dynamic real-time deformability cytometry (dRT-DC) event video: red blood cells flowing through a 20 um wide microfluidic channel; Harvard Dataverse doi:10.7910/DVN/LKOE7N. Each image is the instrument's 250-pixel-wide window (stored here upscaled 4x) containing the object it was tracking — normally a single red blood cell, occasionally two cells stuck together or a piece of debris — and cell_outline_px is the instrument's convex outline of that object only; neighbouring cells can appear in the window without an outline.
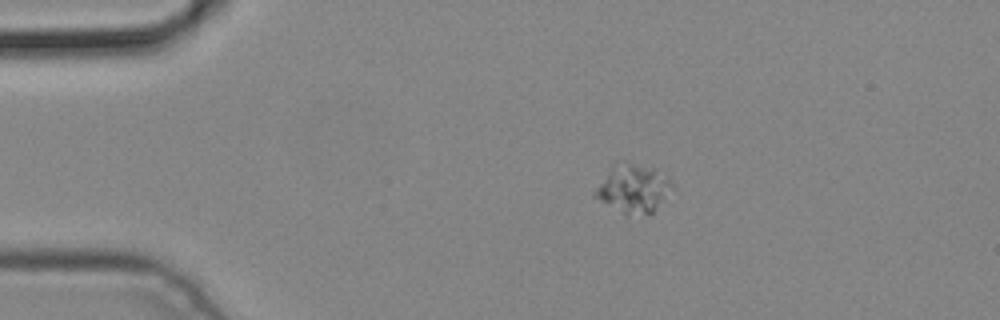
{"species": "common noctule bat (a hibernating species)", "species_latin": "Nyctalus noctula", "temperature_condition": "cold", "stored_images_in_passage": 2, "camera_frame_rate_fps": 3000, "um_per_image_px": 0.085, "animal": {"sex": "male", "body_mass_g": 19.2, "forearm_length_mm": 51.8}, "frame": {"image": 1, "passage_image": 1, "time_ms": 0.0, "image_size_px": [1000, 320], "cell_outline_px": [[672, 184], [652, 216], [628, 216], [592, 196], [592, 192], [612, 164], [616, 160], [628, 160], [668, 180]], "centroid_in_image_um": [53.69, 16.07], "position_along_channel_um": 31.3, "area_um2": 21.27}}